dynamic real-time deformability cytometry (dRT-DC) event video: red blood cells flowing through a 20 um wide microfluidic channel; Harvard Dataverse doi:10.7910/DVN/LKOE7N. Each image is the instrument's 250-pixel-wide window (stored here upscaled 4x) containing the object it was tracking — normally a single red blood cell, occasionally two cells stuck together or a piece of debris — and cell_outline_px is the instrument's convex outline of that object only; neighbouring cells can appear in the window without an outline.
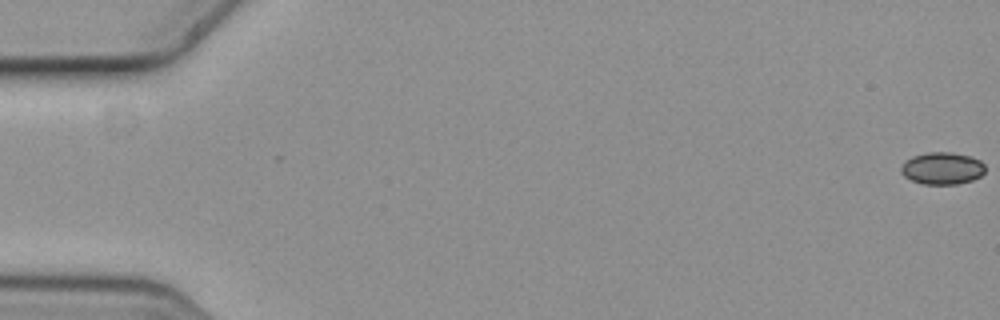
{"species": "common noctule bat (a hibernating species)", "species_latin": "Nyctalus noctula", "temperature_condition": "cold", "stored_images_in_passage": 6, "camera_frame_rate_fps": 3000, "um_per_image_px": 0.085, "animal": {"sex": "female", "body_mass_g": 19.3, "forearm_length_mm": 54.1}, "frame": {"image": 1, "passage_image": 1, "time_ms": 0.0, "image_size_px": [1000, 320], "cell_outline_px": [[984, 172], [980, 176], [972, 180], [956, 184], [924, 184], [912, 180], [904, 176], [900, 172], [900, 168], [904, 160], [912, 156], [928, 152], [952, 152], [972, 156], [980, 160], [984, 164]], "centroid_in_image_um": [80.07, 14.29], "position_along_channel_um": 4.9, "area_um2": 15.9}}
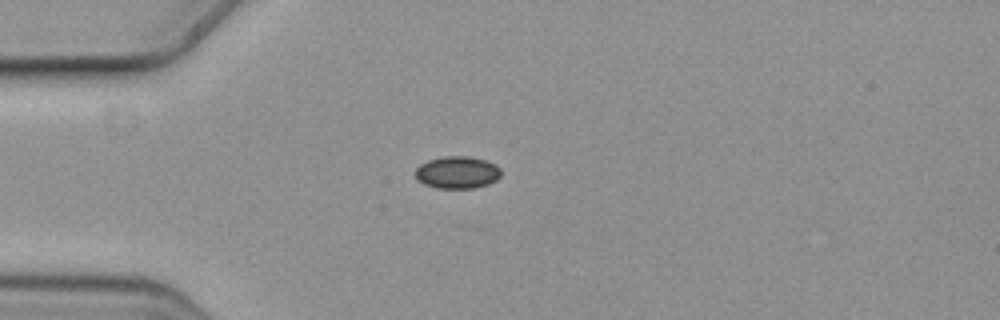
{"frame": {"image": 2, "passage_image": 5, "time_ms": 1.333, "image_size_px": [1000, 320], "cell_outline_px": [[500, 176], [496, 180], [488, 184], [472, 188], [436, 188], [424, 184], [416, 180], [412, 172], [420, 164], [428, 160], [444, 156], [468, 156], [484, 160], [496, 164], [500, 168]], "centroid_in_image_um": [38.81, 14.65], "position_along_channel_um": 46.2, "area_um2": 16.3}}
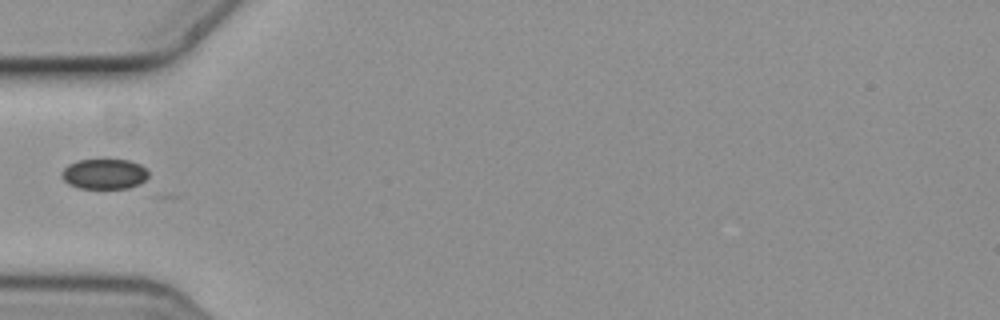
{"frame": {"image": 3, "passage_image": 6, "time_ms": 1.667, "image_size_px": [1000, 320], "cell_outline_px": [[148, 176], [140, 184], [128, 188], [80, 188], [68, 184], [60, 176], [60, 172], [68, 164], [76, 160], [128, 160], [140, 164], [148, 172]], "centroid_in_image_um": [8.83, 14.79], "position_along_channel_um": 76.2, "area_um2": 15.32}}